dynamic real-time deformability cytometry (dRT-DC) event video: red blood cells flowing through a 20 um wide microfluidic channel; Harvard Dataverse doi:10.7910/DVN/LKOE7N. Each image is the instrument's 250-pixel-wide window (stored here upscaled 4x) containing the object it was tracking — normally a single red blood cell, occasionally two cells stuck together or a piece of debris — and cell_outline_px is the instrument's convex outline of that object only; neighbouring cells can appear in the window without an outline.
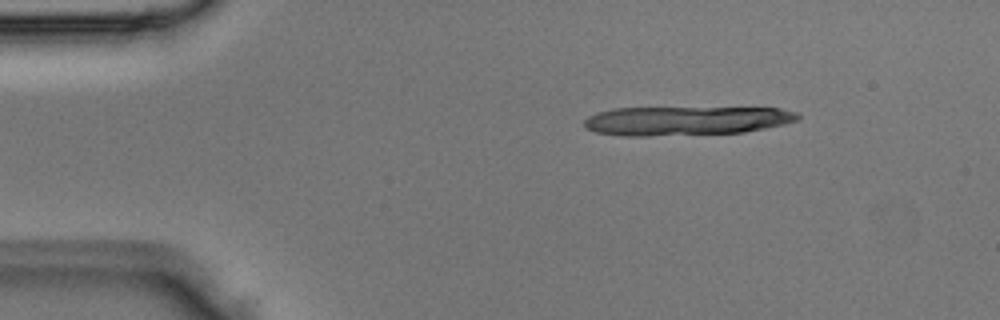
{"species": "Egyptian fruit bat (a non-hibernating species)", "species_latin": "Rousettus aegyptiacus", "temperature_condition": "room temperature", "stored_images_in_passage": 2, "camera_frame_rate_fps": 3000, "um_per_image_px": 0.085, "animal": {"sex": "male"}, "frame": {"image": 1, "passage_image": 1, "time_ms": 0.0, "image_size_px": [1000, 320], "cell_outline_px": [[800, 120], [784, 124], [744, 132], [648, 136], [620, 136], [596, 132], [584, 128], [584, 120], [588, 116], [596, 112], [612, 108], [780, 108], [796, 112], [800, 116]], "centroid_in_image_um": [58.27, 10.26], "position_along_channel_um": 26.7, "area_um2": 36.24}}